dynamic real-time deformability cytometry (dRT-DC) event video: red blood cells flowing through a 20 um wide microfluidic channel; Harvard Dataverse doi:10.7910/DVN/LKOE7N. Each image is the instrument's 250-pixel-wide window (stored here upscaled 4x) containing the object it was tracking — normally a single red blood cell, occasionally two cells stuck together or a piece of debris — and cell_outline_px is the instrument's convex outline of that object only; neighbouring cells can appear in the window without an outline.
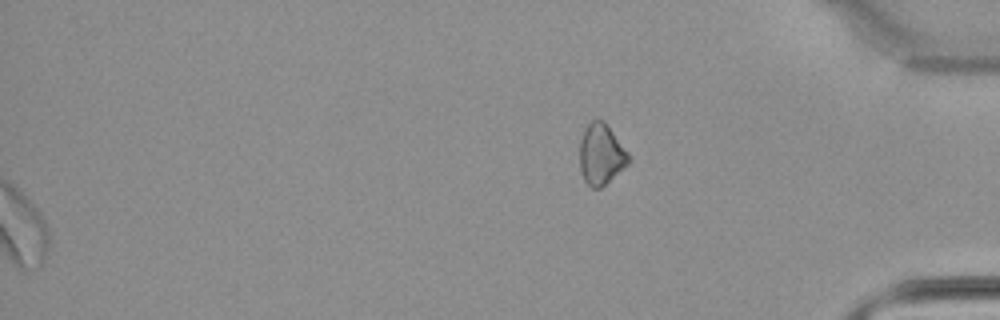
{"species": "common noctule bat (a hibernating species)", "species_latin": "Nyctalus noctula", "temperature_condition": "warm", "stored_images_in_passage": 33, "segment_of_instrument_passage": [2, 2], "camera_frame_rate_fps": 3000, "um_per_image_px": 0.085, "animal": {"sex": "male", "body_mass_g": 21.5, "forearm_length_mm": 52.0}, "frame": {"image": 1, "passage_image": 33, "time_ms": 10.667, "image_size_px": [1000, 320], "cell_outline_px": [[628, 164], [600, 188], [592, 188], [584, 180], [580, 168], [580, 140], [584, 128], [596, 116], [604, 120], [628, 152]], "centroid_in_image_um": [51.07, 13.07], "position_along_channel_um": 384.1, "area_um2": 17.28}}